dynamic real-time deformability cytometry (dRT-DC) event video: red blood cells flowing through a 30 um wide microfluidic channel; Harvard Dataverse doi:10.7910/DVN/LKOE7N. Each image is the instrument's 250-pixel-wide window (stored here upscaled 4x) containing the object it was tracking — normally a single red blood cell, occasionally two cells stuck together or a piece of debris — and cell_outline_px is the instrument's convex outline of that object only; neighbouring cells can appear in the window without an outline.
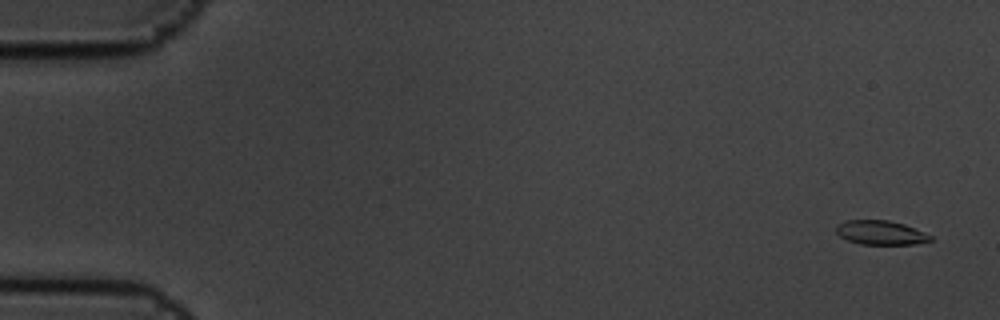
{"species": "common noctule bat (a hibernating species)", "species_latin": "Nyctalus noctula", "temperature_condition": "cold", "stored_images_in_passage": 10, "camera_frame_rate_fps": 3000, "um_per_image_px": 0.085, "animal": {"sex": "male", "body_mass_g": 19.5, "forearm_length_mm": 54.6}, "frame": {"image": 1, "passage_image": 1, "time_ms": 0.0, "image_size_px": [1000, 320], "cell_outline_px": [[932, 240], [916, 244], [860, 244], [848, 240], [840, 236], [836, 232], [836, 224], [848, 220], [888, 220], [904, 224], [924, 232], [932, 236]], "centroid_in_image_um": [74.85, 19.77], "position_along_channel_um": 10.1, "area_um2": 13.24}}
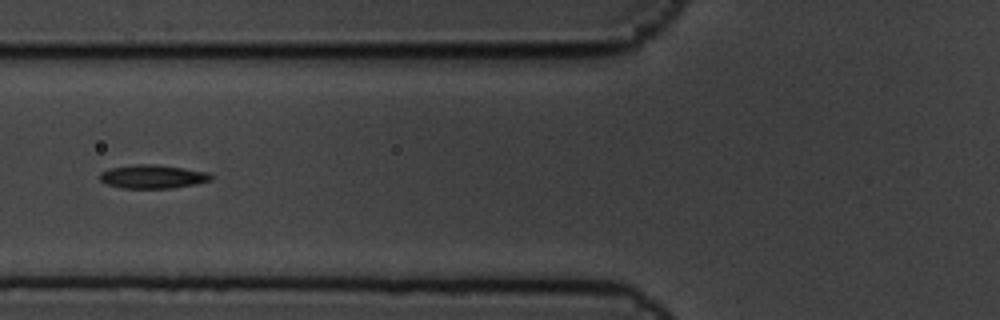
{"frame": {"image": 2, "passage_image": 7, "time_ms": 2.0, "image_size_px": [1000, 320], "cell_outline_px": [[212, 180], [196, 184], [172, 188], [120, 188], [108, 184], [100, 180], [100, 172], [108, 168], [136, 164], [156, 164], [184, 168], [208, 172], [212, 176]], "centroid_in_image_um": [12.97, 15.01], "position_along_channel_um": 112.8, "area_um2": 15.37}}
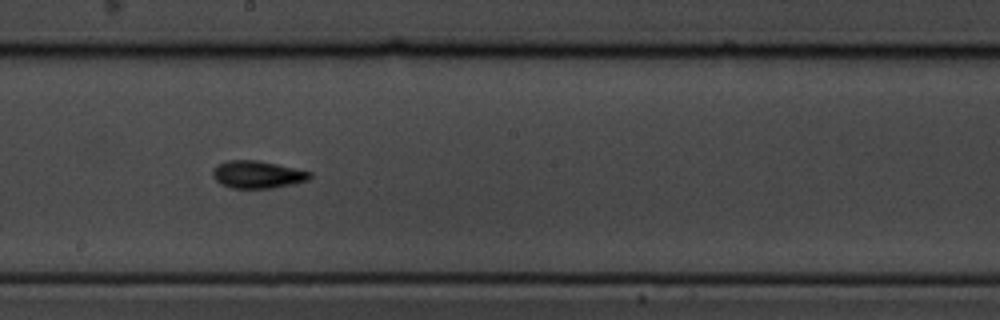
{"frame": {"image": 3, "passage_image": 10, "time_ms": 3.0, "image_size_px": [1000, 320], "cell_outline_px": [[312, 176], [308, 180], [292, 184], [272, 188], [232, 188], [220, 184], [212, 176], [212, 172], [216, 164], [228, 160], [256, 160], [276, 164], [312, 172]], "centroid_in_image_um": [21.85, 14.83], "position_along_channel_um": 226.3, "area_um2": 15.55}}